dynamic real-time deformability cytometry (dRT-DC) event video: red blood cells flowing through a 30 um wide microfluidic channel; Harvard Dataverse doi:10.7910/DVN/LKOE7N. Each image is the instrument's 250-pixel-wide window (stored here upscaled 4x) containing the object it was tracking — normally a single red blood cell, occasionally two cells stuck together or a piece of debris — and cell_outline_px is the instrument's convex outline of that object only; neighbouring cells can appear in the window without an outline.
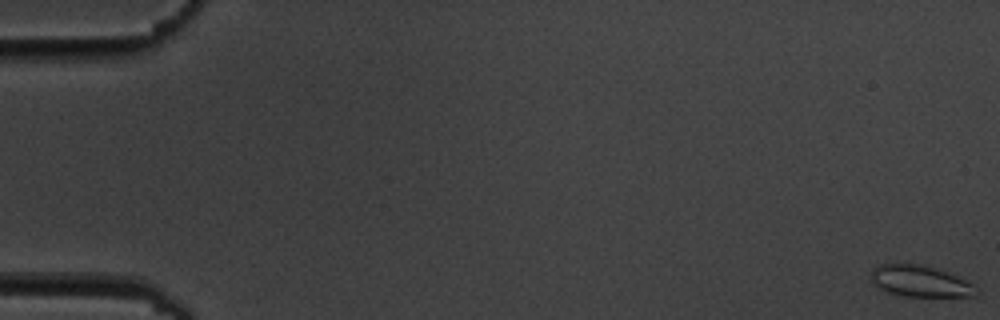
{"species": "common noctule bat (a hibernating species)", "species_latin": "Nyctalus noctula", "temperature_condition": "cold", "stored_images_in_passage": 5, "camera_frame_rate_fps": 3000, "um_per_image_px": 0.085, "animal": {"sex": "male", "body_mass_g": 19.5, "forearm_length_mm": 54.6}, "frame": {"image": 1, "passage_image": 1, "time_ms": 0.0, "image_size_px": [1000, 320], "cell_outline_px": [[980, 292], [976, 296], [904, 296], [884, 292], [872, 284], [868, 276], [872, 268], [880, 264], [900, 260], [924, 264], [940, 268], [968, 280], [980, 288]], "centroid_in_image_um": [78.18, 23.85], "position_along_channel_um": 6.8, "area_um2": 20.69}}
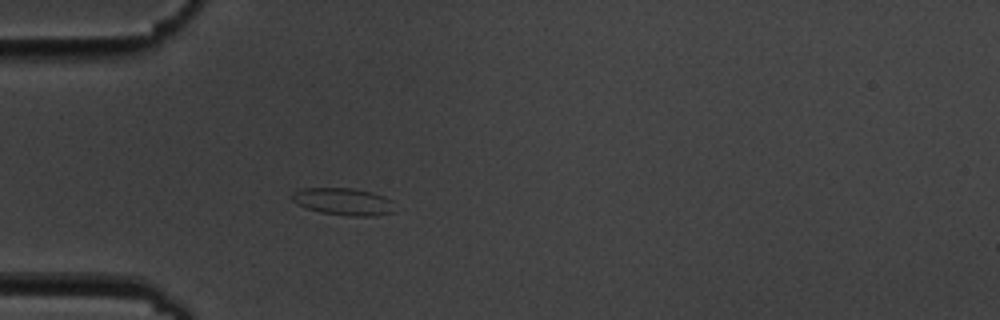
{"frame": {"image": 2, "passage_image": 5, "time_ms": 5.667, "image_size_px": [1000, 320], "cell_outline_px": [[396, 212], [376, 216], [348, 216], [320, 212], [296, 204], [292, 200], [292, 192], [300, 188], [352, 188], [372, 192], [384, 196], [392, 200]], "centroid_in_image_um": [29.22, 17.14], "position_along_channel_um": 55.8, "area_um2": 16.53}}